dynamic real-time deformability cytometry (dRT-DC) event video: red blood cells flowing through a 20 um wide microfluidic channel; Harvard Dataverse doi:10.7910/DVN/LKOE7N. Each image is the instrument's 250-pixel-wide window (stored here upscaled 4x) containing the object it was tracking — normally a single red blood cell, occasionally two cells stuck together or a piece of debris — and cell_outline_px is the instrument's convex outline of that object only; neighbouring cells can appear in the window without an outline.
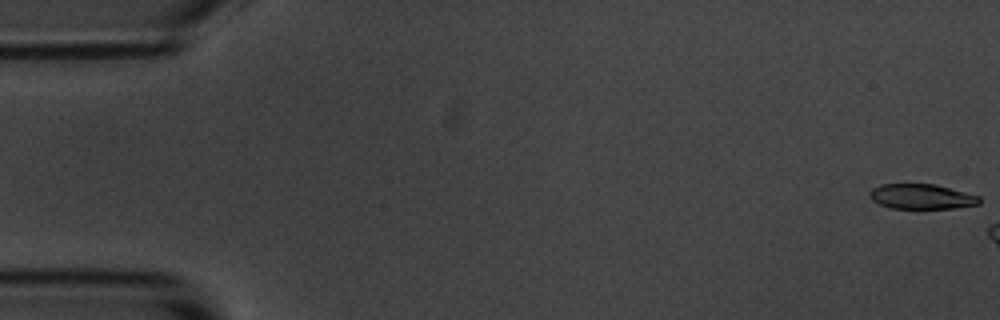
{"species": "common noctule bat (a hibernating species)", "species_latin": "Nyctalus noctula", "temperature_condition": "room temperature", "stored_images_in_passage": 4, "camera_frame_rate_fps": 3000, "um_per_image_px": 0.085, "animal": {"sex": "male", "body_mass_g": 20.1, "forearm_length_mm": 53.5}, "frame": {"image": 1, "passage_image": 1, "time_ms": 0.0, "image_size_px": [1000, 320], "cell_outline_px": [[980, 204], [952, 208], [888, 208], [872, 200], [868, 196], [868, 192], [872, 188], [880, 184], [936, 184], [980, 196]], "centroid_in_image_um": [78.3, 16.7], "position_along_channel_um": 6.7, "area_um2": 16.07}}